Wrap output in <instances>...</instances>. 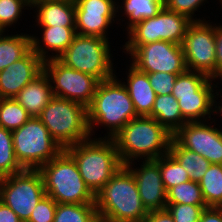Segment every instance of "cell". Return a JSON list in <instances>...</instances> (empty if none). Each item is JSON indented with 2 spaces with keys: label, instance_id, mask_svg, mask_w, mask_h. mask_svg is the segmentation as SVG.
Returning <instances> with one entry per match:
<instances>
[{
  "label": "cell",
  "instance_id": "d6986e66",
  "mask_svg": "<svg viewBox=\"0 0 222 222\" xmlns=\"http://www.w3.org/2000/svg\"><path fill=\"white\" fill-rule=\"evenodd\" d=\"M31 9L38 27H75V2L31 0Z\"/></svg>",
  "mask_w": 222,
  "mask_h": 222
},
{
  "label": "cell",
  "instance_id": "3957f363",
  "mask_svg": "<svg viewBox=\"0 0 222 222\" xmlns=\"http://www.w3.org/2000/svg\"><path fill=\"white\" fill-rule=\"evenodd\" d=\"M87 112L91 137L96 126L104 125L108 134L105 138H112L130 120L138 117L127 88L116 75L100 81Z\"/></svg>",
  "mask_w": 222,
  "mask_h": 222
},
{
  "label": "cell",
  "instance_id": "6da1fadb",
  "mask_svg": "<svg viewBox=\"0 0 222 222\" xmlns=\"http://www.w3.org/2000/svg\"><path fill=\"white\" fill-rule=\"evenodd\" d=\"M95 205L100 222H144L148 215L136 179L125 165L95 195Z\"/></svg>",
  "mask_w": 222,
  "mask_h": 222
},
{
  "label": "cell",
  "instance_id": "7c38bea8",
  "mask_svg": "<svg viewBox=\"0 0 222 222\" xmlns=\"http://www.w3.org/2000/svg\"><path fill=\"white\" fill-rule=\"evenodd\" d=\"M43 71L49 78L54 97L78 102L86 107L91 104L99 79L71 69L58 59L45 60Z\"/></svg>",
  "mask_w": 222,
  "mask_h": 222
},
{
  "label": "cell",
  "instance_id": "4316f807",
  "mask_svg": "<svg viewBox=\"0 0 222 222\" xmlns=\"http://www.w3.org/2000/svg\"><path fill=\"white\" fill-rule=\"evenodd\" d=\"M207 207L222 205V164H211L199 181Z\"/></svg>",
  "mask_w": 222,
  "mask_h": 222
},
{
  "label": "cell",
  "instance_id": "484cf974",
  "mask_svg": "<svg viewBox=\"0 0 222 222\" xmlns=\"http://www.w3.org/2000/svg\"><path fill=\"white\" fill-rule=\"evenodd\" d=\"M117 2V13H122L128 20L126 31L144 19L156 16L164 8V0H121ZM123 5V6H122ZM122 10V11H121Z\"/></svg>",
  "mask_w": 222,
  "mask_h": 222
},
{
  "label": "cell",
  "instance_id": "e0dca14e",
  "mask_svg": "<svg viewBox=\"0 0 222 222\" xmlns=\"http://www.w3.org/2000/svg\"><path fill=\"white\" fill-rule=\"evenodd\" d=\"M141 162L140 168L135 166V161L125 166L136 179L142 204L148 212L165 209L167 205V191L163 185L159 164L155 160H143Z\"/></svg>",
  "mask_w": 222,
  "mask_h": 222
},
{
  "label": "cell",
  "instance_id": "74e56055",
  "mask_svg": "<svg viewBox=\"0 0 222 222\" xmlns=\"http://www.w3.org/2000/svg\"><path fill=\"white\" fill-rule=\"evenodd\" d=\"M215 54L216 79H222V25L220 24H215Z\"/></svg>",
  "mask_w": 222,
  "mask_h": 222
},
{
  "label": "cell",
  "instance_id": "603a6c76",
  "mask_svg": "<svg viewBox=\"0 0 222 222\" xmlns=\"http://www.w3.org/2000/svg\"><path fill=\"white\" fill-rule=\"evenodd\" d=\"M148 117L154 118L173 135L187 123L180 112L177 99L172 94L157 95Z\"/></svg>",
  "mask_w": 222,
  "mask_h": 222
},
{
  "label": "cell",
  "instance_id": "ac0fdd59",
  "mask_svg": "<svg viewBox=\"0 0 222 222\" xmlns=\"http://www.w3.org/2000/svg\"><path fill=\"white\" fill-rule=\"evenodd\" d=\"M44 61L31 49L24 57L0 71V98H14L43 72Z\"/></svg>",
  "mask_w": 222,
  "mask_h": 222
},
{
  "label": "cell",
  "instance_id": "ab89813d",
  "mask_svg": "<svg viewBox=\"0 0 222 222\" xmlns=\"http://www.w3.org/2000/svg\"><path fill=\"white\" fill-rule=\"evenodd\" d=\"M199 222H222V209L220 207L205 208Z\"/></svg>",
  "mask_w": 222,
  "mask_h": 222
},
{
  "label": "cell",
  "instance_id": "d590c367",
  "mask_svg": "<svg viewBox=\"0 0 222 222\" xmlns=\"http://www.w3.org/2000/svg\"><path fill=\"white\" fill-rule=\"evenodd\" d=\"M57 203L45 195L36 205L27 222H53Z\"/></svg>",
  "mask_w": 222,
  "mask_h": 222
},
{
  "label": "cell",
  "instance_id": "ba28073f",
  "mask_svg": "<svg viewBox=\"0 0 222 222\" xmlns=\"http://www.w3.org/2000/svg\"><path fill=\"white\" fill-rule=\"evenodd\" d=\"M109 41L76 34L68 48L57 59L65 66L90 74L100 81L108 80L116 75Z\"/></svg>",
  "mask_w": 222,
  "mask_h": 222
},
{
  "label": "cell",
  "instance_id": "7bdbcfd3",
  "mask_svg": "<svg viewBox=\"0 0 222 222\" xmlns=\"http://www.w3.org/2000/svg\"><path fill=\"white\" fill-rule=\"evenodd\" d=\"M54 1H71V2H75V0H54Z\"/></svg>",
  "mask_w": 222,
  "mask_h": 222
},
{
  "label": "cell",
  "instance_id": "2e32d148",
  "mask_svg": "<svg viewBox=\"0 0 222 222\" xmlns=\"http://www.w3.org/2000/svg\"><path fill=\"white\" fill-rule=\"evenodd\" d=\"M203 122H187L173 137L184 147L194 151L211 164H222V129Z\"/></svg>",
  "mask_w": 222,
  "mask_h": 222
},
{
  "label": "cell",
  "instance_id": "1f68e13d",
  "mask_svg": "<svg viewBox=\"0 0 222 222\" xmlns=\"http://www.w3.org/2000/svg\"><path fill=\"white\" fill-rule=\"evenodd\" d=\"M155 161L159 164L163 185L166 191L180 183L190 181L187 171L170 153L159 157Z\"/></svg>",
  "mask_w": 222,
  "mask_h": 222
},
{
  "label": "cell",
  "instance_id": "4dcf8cb0",
  "mask_svg": "<svg viewBox=\"0 0 222 222\" xmlns=\"http://www.w3.org/2000/svg\"><path fill=\"white\" fill-rule=\"evenodd\" d=\"M23 170L14 154L12 131L0 127V178Z\"/></svg>",
  "mask_w": 222,
  "mask_h": 222
},
{
  "label": "cell",
  "instance_id": "7402d4cb",
  "mask_svg": "<svg viewBox=\"0 0 222 222\" xmlns=\"http://www.w3.org/2000/svg\"><path fill=\"white\" fill-rule=\"evenodd\" d=\"M52 98L51 84L44 71L14 97L30 117H39L41 111Z\"/></svg>",
  "mask_w": 222,
  "mask_h": 222
},
{
  "label": "cell",
  "instance_id": "30bf717a",
  "mask_svg": "<svg viewBox=\"0 0 222 222\" xmlns=\"http://www.w3.org/2000/svg\"><path fill=\"white\" fill-rule=\"evenodd\" d=\"M192 22L187 16L164 7L156 16L144 19L126 32L128 41L122 45L123 52L129 55L138 46L157 41L181 45Z\"/></svg>",
  "mask_w": 222,
  "mask_h": 222
},
{
  "label": "cell",
  "instance_id": "f35d334b",
  "mask_svg": "<svg viewBox=\"0 0 222 222\" xmlns=\"http://www.w3.org/2000/svg\"><path fill=\"white\" fill-rule=\"evenodd\" d=\"M144 222H175L169 211L165 209L149 211Z\"/></svg>",
  "mask_w": 222,
  "mask_h": 222
},
{
  "label": "cell",
  "instance_id": "cb8c5ba5",
  "mask_svg": "<svg viewBox=\"0 0 222 222\" xmlns=\"http://www.w3.org/2000/svg\"><path fill=\"white\" fill-rule=\"evenodd\" d=\"M0 33V71L24 57L32 49L31 34Z\"/></svg>",
  "mask_w": 222,
  "mask_h": 222
},
{
  "label": "cell",
  "instance_id": "b9f144b4",
  "mask_svg": "<svg viewBox=\"0 0 222 222\" xmlns=\"http://www.w3.org/2000/svg\"><path fill=\"white\" fill-rule=\"evenodd\" d=\"M221 81H222V79H221ZM220 97H222L221 94H220ZM219 104H221V105H219ZM218 113L222 115V101H221V103H219V101H218V103L215 102V114H214V117H215V115L217 116Z\"/></svg>",
  "mask_w": 222,
  "mask_h": 222
},
{
  "label": "cell",
  "instance_id": "e575fe53",
  "mask_svg": "<svg viewBox=\"0 0 222 222\" xmlns=\"http://www.w3.org/2000/svg\"><path fill=\"white\" fill-rule=\"evenodd\" d=\"M207 0H164V7L170 11L187 16L191 21H205L206 19H195V12ZM195 14V15H194Z\"/></svg>",
  "mask_w": 222,
  "mask_h": 222
},
{
  "label": "cell",
  "instance_id": "d4e9b609",
  "mask_svg": "<svg viewBox=\"0 0 222 222\" xmlns=\"http://www.w3.org/2000/svg\"><path fill=\"white\" fill-rule=\"evenodd\" d=\"M169 153L187 171L191 181L199 182L211 165V163L200 154L184 148L174 137L169 145Z\"/></svg>",
  "mask_w": 222,
  "mask_h": 222
},
{
  "label": "cell",
  "instance_id": "5b68a950",
  "mask_svg": "<svg viewBox=\"0 0 222 222\" xmlns=\"http://www.w3.org/2000/svg\"><path fill=\"white\" fill-rule=\"evenodd\" d=\"M39 171L46 195L56 203L95 204V195L86 186L74 159L64 149Z\"/></svg>",
  "mask_w": 222,
  "mask_h": 222
},
{
  "label": "cell",
  "instance_id": "ffe728a7",
  "mask_svg": "<svg viewBox=\"0 0 222 222\" xmlns=\"http://www.w3.org/2000/svg\"><path fill=\"white\" fill-rule=\"evenodd\" d=\"M39 29H42V37L38 38L39 36L32 34V49L43 61L57 59L68 48L76 35L75 27L54 26ZM49 51L52 52V55Z\"/></svg>",
  "mask_w": 222,
  "mask_h": 222
},
{
  "label": "cell",
  "instance_id": "9a60e30c",
  "mask_svg": "<svg viewBox=\"0 0 222 222\" xmlns=\"http://www.w3.org/2000/svg\"><path fill=\"white\" fill-rule=\"evenodd\" d=\"M117 16V0H75L76 34L109 39Z\"/></svg>",
  "mask_w": 222,
  "mask_h": 222
},
{
  "label": "cell",
  "instance_id": "44dd1931",
  "mask_svg": "<svg viewBox=\"0 0 222 222\" xmlns=\"http://www.w3.org/2000/svg\"><path fill=\"white\" fill-rule=\"evenodd\" d=\"M127 82H122L128 90L132 99L137 116H149L154 106L157 94L150 81L147 73L138 70L131 63L129 65Z\"/></svg>",
  "mask_w": 222,
  "mask_h": 222
},
{
  "label": "cell",
  "instance_id": "83f0119b",
  "mask_svg": "<svg viewBox=\"0 0 222 222\" xmlns=\"http://www.w3.org/2000/svg\"><path fill=\"white\" fill-rule=\"evenodd\" d=\"M53 222H100L95 204L57 203Z\"/></svg>",
  "mask_w": 222,
  "mask_h": 222
},
{
  "label": "cell",
  "instance_id": "f546056e",
  "mask_svg": "<svg viewBox=\"0 0 222 222\" xmlns=\"http://www.w3.org/2000/svg\"><path fill=\"white\" fill-rule=\"evenodd\" d=\"M167 204L206 205L199 182L187 181L180 183L166 192Z\"/></svg>",
  "mask_w": 222,
  "mask_h": 222
},
{
  "label": "cell",
  "instance_id": "d6a6232c",
  "mask_svg": "<svg viewBox=\"0 0 222 222\" xmlns=\"http://www.w3.org/2000/svg\"><path fill=\"white\" fill-rule=\"evenodd\" d=\"M24 9L31 10V0H0V31L6 32L9 27L14 26Z\"/></svg>",
  "mask_w": 222,
  "mask_h": 222
},
{
  "label": "cell",
  "instance_id": "277c9868",
  "mask_svg": "<svg viewBox=\"0 0 222 222\" xmlns=\"http://www.w3.org/2000/svg\"><path fill=\"white\" fill-rule=\"evenodd\" d=\"M64 150L74 159L82 179L94 195L122 166L112 138L90 137Z\"/></svg>",
  "mask_w": 222,
  "mask_h": 222
},
{
  "label": "cell",
  "instance_id": "7a4b0ae2",
  "mask_svg": "<svg viewBox=\"0 0 222 222\" xmlns=\"http://www.w3.org/2000/svg\"><path fill=\"white\" fill-rule=\"evenodd\" d=\"M173 138L154 118L138 116L130 120L112 137L122 165L138 159L156 160L169 153Z\"/></svg>",
  "mask_w": 222,
  "mask_h": 222
},
{
  "label": "cell",
  "instance_id": "8992f818",
  "mask_svg": "<svg viewBox=\"0 0 222 222\" xmlns=\"http://www.w3.org/2000/svg\"><path fill=\"white\" fill-rule=\"evenodd\" d=\"M38 118L62 149L91 137L87 107L81 103L53 96Z\"/></svg>",
  "mask_w": 222,
  "mask_h": 222
},
{
  "label": "cell",
  "instance_id": "4fadbf2b",
  "mask_svg": "<svg viewBox=\"0 0 222 222\" xmlns=\"http://www.w3.org/2000/svg\"><path fill=\"white\" fill-rule=\"evenodd\" d=\"M192 22L181 43L187 70L198 71L216 80L215 24Z\"/></svg>",
  "mask_w": 222,
  "mask_h": 222
},
{
  "label": "cell",
  "instance_id": "5bb4252c",
  "mask_svg": "<svg viewBox=\"0 0 222 222\" xmlns=\"http://www.w3.org/2000/svg\"><path fill=\"white\" fill-rule=\"evenodd\" d=\"M129 56L130 63L145 73L182 74L187 70L182 46L169 41L140 45Z\"/></svg>",
  "mask_w": 222,
  "mask_h": 222
},
{
  "label": "cell",
  "instance_id": "52a82bcc",
  "mask_svg": "<svg viewBox=\"0 0 222 222\" xmlns=\"http://www.w3.org/2000/svg\"><path fill=\"white\" fill-rule=\"evenodd\" d=\"M212 81L216 82L198 71L186 70L177 76L172 95L177 99L180 112L187 122L212 120L211 114L215 112V102L219 97L216 90L219 86Z\"/></svg>",
  "mask_w": 222,
  "mask_h": 222
},
{
  "label": "cell",
  "instance_id": "60d3db41",
  "mask_svg": "<svg viewBox=\"0 0 222 222\" xmlns=\"http://www.w3.org/2000/svg\"><path fill=\"white\" fill-rule=\"evenodd\" d=\"M0 222H22L16 213L0 201Z\"/></svg>",
  "mask_w": 222,
  "mask_h": 222
},
{
  "label": "cell",
  "instance_id": "f1b7e54d",
  "mask_svg": "<svg viewBox=\"0 0 222 222\" xmlns=\"http://www.w3.org/2000/svg\"><path fill=\"white\" fill-rule=\"evenodd\" d=\"M31 117L14 98H0V127L14 131Z\"/></svg>",
  "mask_w": 222,
  "mask_h": 222
},
{
  "label": "cell",
  "instance_id": "8d00e7d4",
  "mask_svg": "<svg viewBox=\"0 0 222 222\" xmlns=\"http://www.w3.org/2000/svg\"><path fill=\"white\" fill-rule=\"evenodd\" d=\"M150 85L157 95L172 94L174 83L179 74L167 72L147 73Z\"/></svg>",
  "mask_w": 222,
  "mask_h": 222
},
{
  "label": "cell",
  "instance_id": "836d02e7",
  "mask_svg": "<svg viewBox=\"0 0 222 222\" xmlns=\"http://www.w3.org/2000/svg\"><path fill=\"white\" fill-rule=\"evenodd\" d=\"M207 208V205L190 204H167L169 211L175 222H199L201 213Z\"/></svg>",
  "mask_w": 222,
  "mask_h": 222
},
{
  "label": "cell",
  "instance_id": "9c48e42d",
  "mask_svg": "<svg viewBox=\"0 0 222 222\" xmlns=\"http://www.w3.org/2000/svg\"><path fill=\"white\" fill-rule=\"evenodd\" d=\"M14 154L23 169L39 170L63 149L38 117L12 131Z\"/></svg>",
  "mask_w": 222,
  "mask_h": 222
},
{
  "label": "cell",
  "instance_id": "8fae6325",
  "mask_svg": "<svg viewBox=\"0 0 222 222\" xmlns=\"http://www.w3.org/2000/svg\"><path fill=\"white\" fill-rule=\"evenodd\" d=\"M46 195L39 170L24 169L0 178V201L10 207L22 222H27L38 202Z\"/></svg>",
  "mask_w": 222,
  "mask_h": 222
}]
</instances>
